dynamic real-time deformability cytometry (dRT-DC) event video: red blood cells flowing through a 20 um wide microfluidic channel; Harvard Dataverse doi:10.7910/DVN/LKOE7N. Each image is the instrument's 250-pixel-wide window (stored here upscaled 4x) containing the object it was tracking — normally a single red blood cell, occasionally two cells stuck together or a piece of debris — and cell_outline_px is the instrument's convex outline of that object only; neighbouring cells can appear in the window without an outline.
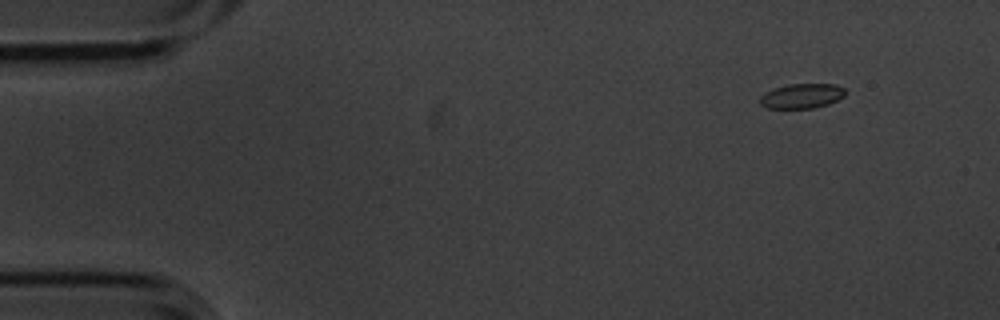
{"species": "common noctule bat (a hibernating species)", "species_latin": "Nyctalus noctula", "temperature_condition": "cold", "stored_images_in_passage": 4, "camera_frame_rate_fps": 3000, "um_per_image_px": 0.085, "animal": {"sex": "male", "body_mass_g": 20.1, "forearm_length_mm": 53.5}, "frame": {"image": 1, "passage_image": 1, "time_ms": 0.0, "image_size_px": [1000, 320], "cell_outline_px": [[844, 96], [828, 104], [812, 108], [768, 108], [760, 104], [760, 96], [764, 92], [772, 88], [788, 84], [836, 84], [844, 88]], "centroid_in_image_um": [68.11, 8.15], "position_along_channel_um": 16.9, "area_um2": 12.31}}
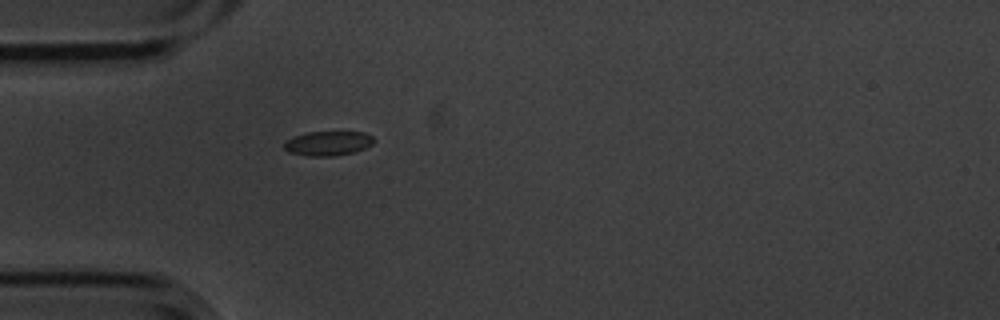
{"frame": {"image": 2, "passage_image": 4, "time_ms": 1.0, "image_size_px": [1000, 320], "cell_outline_px": [[376, 140], [372, 144], [356, 152], [332, 156], [308, 156], [288, 152], [284, 148], [284, 140], [292, 136], [308, 132], [364, 132], [372, 136]], "centroid_in_image_um": [27.86, 12.18], "position_along_channel_um": 57.1, "area_um2": 12.95}}